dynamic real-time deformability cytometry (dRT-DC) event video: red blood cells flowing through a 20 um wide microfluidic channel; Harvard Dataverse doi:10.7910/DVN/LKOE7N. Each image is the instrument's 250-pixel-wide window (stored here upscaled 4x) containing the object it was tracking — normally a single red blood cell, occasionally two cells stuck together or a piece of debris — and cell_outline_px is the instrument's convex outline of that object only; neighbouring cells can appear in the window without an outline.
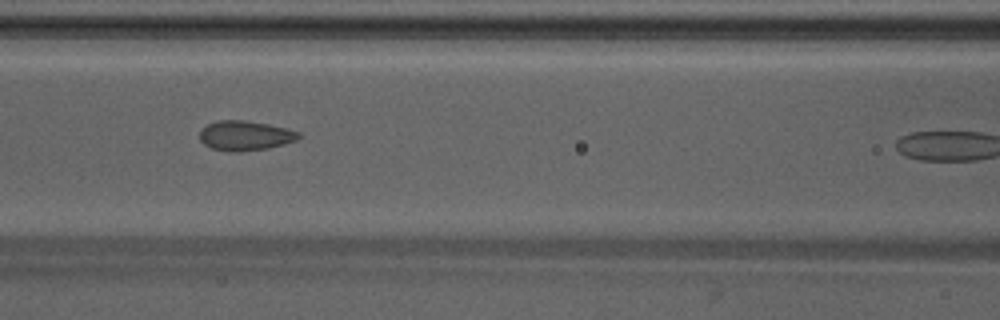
{"species": "Egyptian fruit bat (a non-hibernating species)", "species_latin": "Rousettus aegyptiacus", "temperature_condition": "warm", "stored_images_in_passage": 21, "camera_frame_rate_fps": 3000, "um_per_image_px": 0.085, "animal": {"sex": "male"}, "frame": {"image": 1, "passage_image": 18, "time_ms": 5.667, "image_size_px": [1000, 320], "cell_outline_px": [[300, 136], [296, 140], [284, 144], [268, 148], [240, 152], [228, 152], [212, 148], [204, 144], [200, 140], [200, 128], [216, 120], [244, 120], [268, 124], [300, 132]], "centroid_in_image_um": [20.8, 11.53], "position_along_channel_um": 145.8, "area_um2": 17.22}}